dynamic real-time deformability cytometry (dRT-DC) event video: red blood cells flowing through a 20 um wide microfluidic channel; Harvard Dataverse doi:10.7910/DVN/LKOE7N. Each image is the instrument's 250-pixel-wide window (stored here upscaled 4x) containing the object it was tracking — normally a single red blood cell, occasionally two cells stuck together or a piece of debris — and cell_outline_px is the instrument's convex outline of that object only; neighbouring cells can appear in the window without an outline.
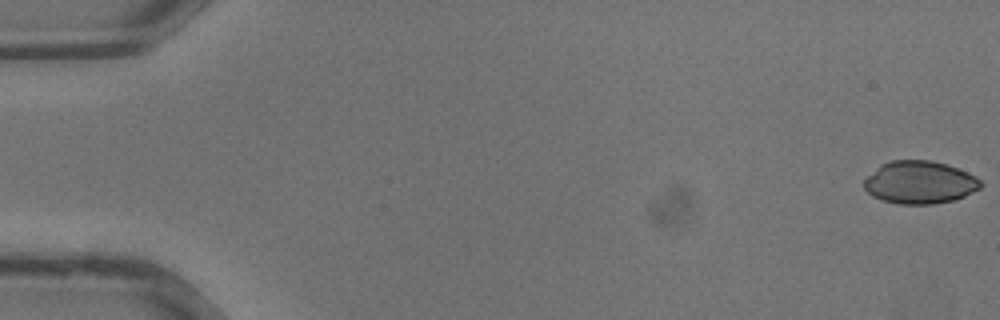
{"species": "common noctule bat (a hibernating species)", "species_latin": "Nyctalus noctula", "temperature_condition": "warm", "stored_images_in_passage": 16, "camera_frame_rate_fps": 3000, "um_per_image_px": 0.085, "animal": {"sex": "male", "body_mass_g": 13.3}, "frame": {"image": 1, "passage_image": 1, "time_ms": 0.0, "image_size_px": [1000, 320], "cell_outline_px": [[984, 184], [980, 188], [964, 196], [952, 200], [932, 204], [896, 204], [872, 196], [864, 188], [864, 180], [880, 164], [892, 160], [932, 160], [968, 172], [976, 176]], "centroid_in_image_um": [78.17, 15.5], "position_along_channel_um": 6.8, "area_um2": 28.96}}
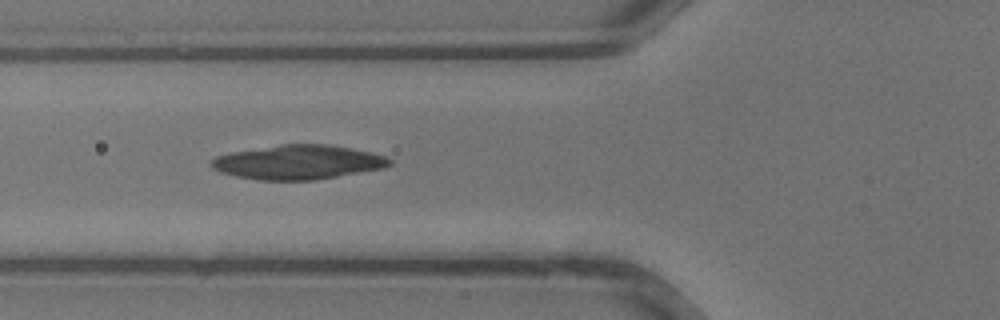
{"frame": {"image": 2, "passage_image": 14, "time_ms": 4.333, "image_size_px": [1000, 320], "cell_outline_px": [[392, 164], [384, 168], [312, 180], [260, 180], [236, 176], [220, 172], [212, 168], [208, 164], [216, 156], [232, 152], [280, 144], [328, 144], [372, 152], [388, 156], [392, 160]], "centroid_in_image_um": [25.35, 13.78], "position_along_channel_um": 100.5, "area_um2": 35.6}}
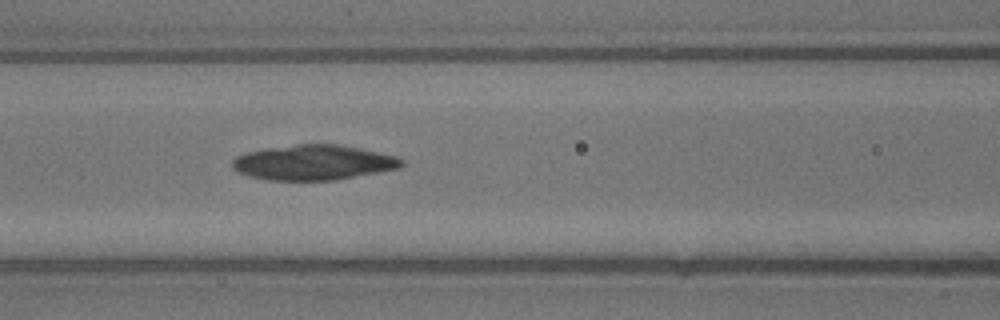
{"frame": {"image": 3, "passage_image": 16, "time_ms": 5.0, "image_size_px": [1000, 320], "cell_outline_px": [[404, 164], [400, 168], [336, 180], [268, 180], [248, 176], [232, 168], [232, 160], [236, 156], [248, 152], [268, 148], [296, 144], [336, 144], [360, 148], [396, 156], [404, 160]], "centroid_in_image_um": [26.66, 13.81], "position_along_channel_um": 139.9, "area_um2": 34.56}}